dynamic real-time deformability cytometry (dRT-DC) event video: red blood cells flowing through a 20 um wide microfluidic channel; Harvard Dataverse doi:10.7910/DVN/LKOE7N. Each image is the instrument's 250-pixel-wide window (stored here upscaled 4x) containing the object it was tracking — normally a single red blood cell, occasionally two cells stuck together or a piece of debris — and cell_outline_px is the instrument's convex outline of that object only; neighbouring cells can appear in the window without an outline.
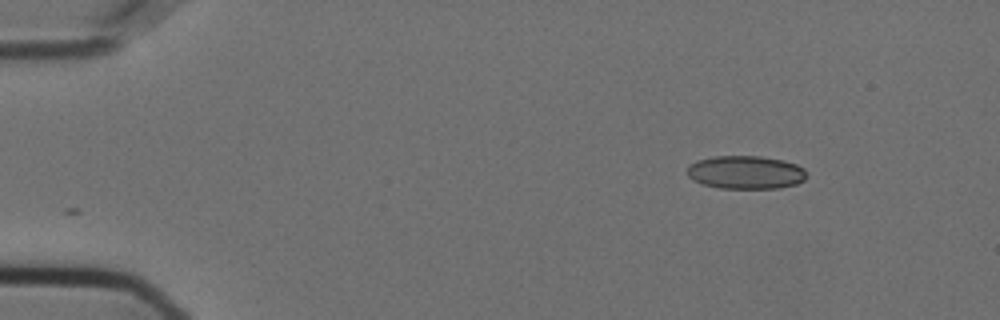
{"species": "Egyptian fruit bat (a non-hibernating species)", "species_latin": "Rousettus aegyptiacus", "temperature_condition": "cold", "stored_images_in_passage": 42, "camera_frame_rate_fps": 3000, "um_per_image_px": 0.085, "animal": {"sex": "female"}, "frame": {"image": 1, "passage_image": 1, "time_ms": 0.0, "image_size_px": [1000, 320], "cell_outline_px": [[804, 180], [796, 184], [780, 188], [720, 188], [704, 184], [692, 180], [688, 176], [688, 164], [696, 160], [712, 156], [760, 156], [784, 160], [796, 164], [804, 168]], "centroid_in_image_um": [63.36, 14.64], "position_along_channel_um": 21.6, "area_um2": 23.18}}
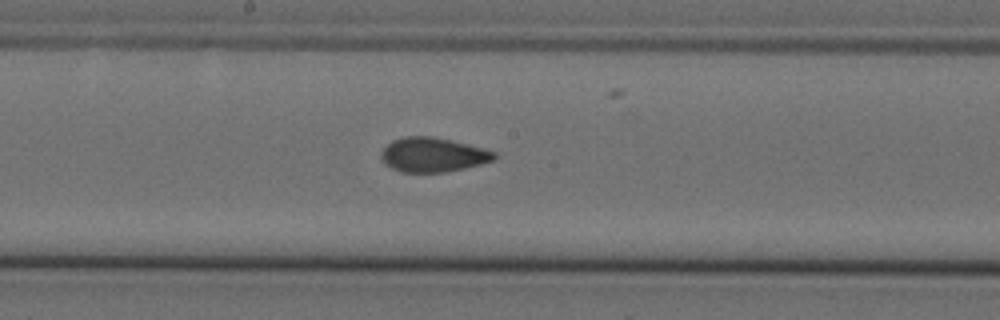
{"frame": {"image": 2, "passage_image": 24, "time_ms": 7.667, "image_size_px": [1000, 320], "cell_outline_px": [[496, 156], [492, 160], [480, 164], [464, 168], [444, 172], [400, 172], [392, 168], [380, 160], [380, 152], [392, 140], [404, 136], [432, 136], [468, 144], [484, 148], [496, 152]], "centroid_in_image_um": [36.76, 13.15], "position_along_channel_um": 211.4, "area_um2": 22.66}}
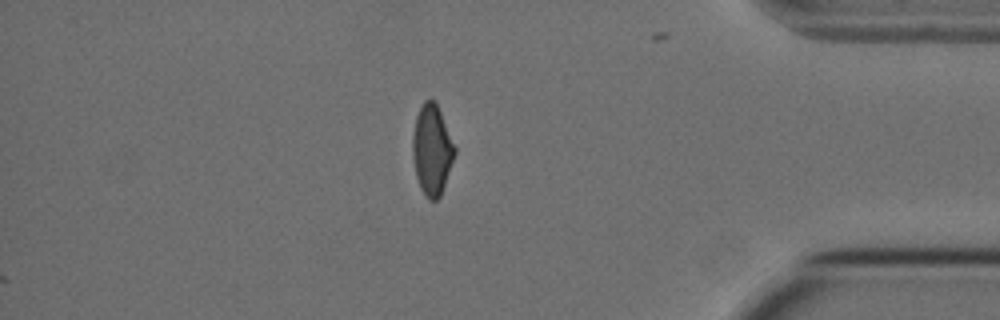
{"frame": {"image": 3, "passage_image": 42, "time_ms": 13.667, "image_size_px": [1000, 320], "cell_outline_px": [[456, 152], [440, 196], [436, 200], [428, 200], [420, 188], [416, 176], [412, 156], [412, 136], [416, 116], [424, 100], [436, 100], [456, 148]], "centroid_in_image_um": [36.71, 12.72], "position_along_channel_um": 398.5, "area_um2": 22.2}, "authors_computed_cell_mechanics": {"area_um2": 23.1778, "velocity_mm_per_s": 3.6282, "shape_relaxation_time_tau1_ms": null, "shape_relaxation_time_tau2_ms": 1.4869, "deformation_change_tau1": null, "deformation_change_tau2": 0.0487}}